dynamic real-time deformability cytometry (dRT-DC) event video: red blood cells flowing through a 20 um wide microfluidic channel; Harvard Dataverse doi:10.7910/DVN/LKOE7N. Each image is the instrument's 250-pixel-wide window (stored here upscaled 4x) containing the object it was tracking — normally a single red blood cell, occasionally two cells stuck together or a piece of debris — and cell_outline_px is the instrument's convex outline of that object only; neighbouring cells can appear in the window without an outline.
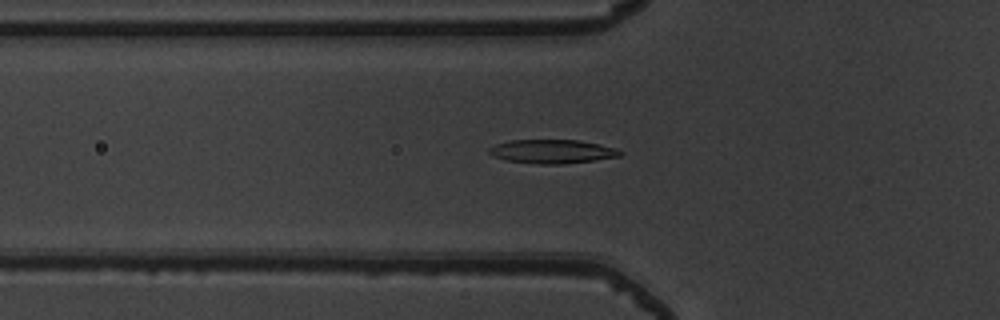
{"species": "common noctule bat (a hibernating species)", "species_latin": "Nyctalus noctula", "temperature_condition": "warm", "stored_images_in_passage": 41, "camera_frame_rate_fps": 3000, "um_per_image_px": 0.085, "animal": {"sex": "male", "body_mass_g": 19.5, "forearm_length_mm": 54.6}, "frame": {"image": 1, "passage_image": 7, "time_ms": 2.0, "image_size_px": [1000, 320], "cell_outline_px": [[624, 152], [620, 156], [564, 164], [536, 164], [504, 160], [492, 156], [488, 152], [488, 148], [496, 144], [508, 140], [576, 140], [616, 148]], "centroid_in_image_um": [46.87, 12.88], "position_along_channel_um": 78.9, "area_um2": 18.15}}
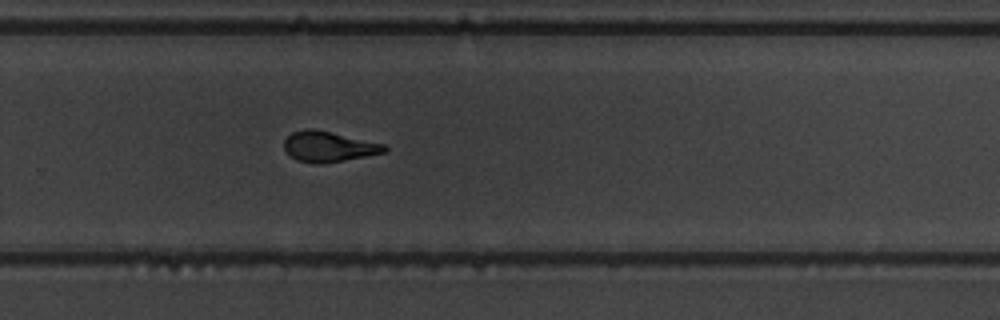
{"frame": {"image": 2, "passage_image": 24, "time_ms": 7.667, "image_size_px": [1000, 320], "cell_outline_px": [[388, 148], [384, 152], [324, 164], [312, 164], [296, 160], [284, 148], [284, 140], [292, 132], [304, 128], [312, 128], [332, 132], [384, 144]], "centroid_in_image_um": [27.89, 12.46], "position_along_channel_um": 301.9, "area_um2": 17.74}}
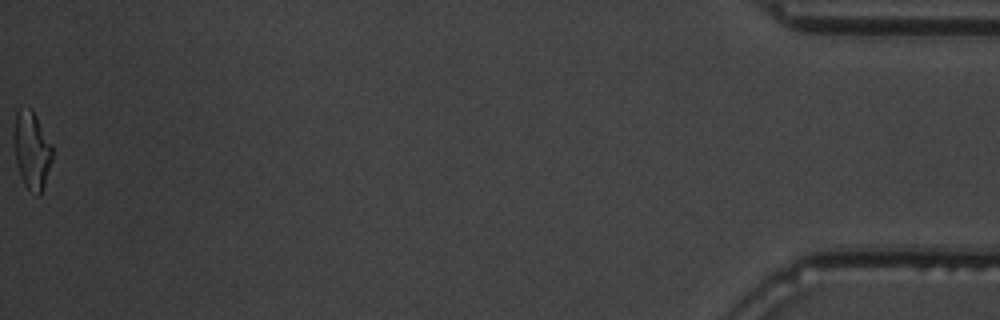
{"frame": {"image": 3, "passage_image": 41, "time_ms": 13.333, "image_size_px": [1000, 320], "cell_outline_px": [[52, 160], [40, 196], [36, 196], [24, 184], [20, 176], [16, 160], [12, 140], [12, 124], [16, 112], [24, 104], [32, 108], [52, 144]], "centroid_in_image_um": [2.66, 12.68], "position_along_channel_um": 432.5, "area_um2": 17.98}, "authors_computed_cell_mechanics": {"area_um2": 18.1492, "velocity_mm_per_s": 3.9345, "shape_relaxation_time_tau1_ms": 2.9867, "shape_relaxation_time_tau2_ms": 1.855, "deformation_change_tau1": 0.1609, "deformation_change_tau2": 0.0934}}